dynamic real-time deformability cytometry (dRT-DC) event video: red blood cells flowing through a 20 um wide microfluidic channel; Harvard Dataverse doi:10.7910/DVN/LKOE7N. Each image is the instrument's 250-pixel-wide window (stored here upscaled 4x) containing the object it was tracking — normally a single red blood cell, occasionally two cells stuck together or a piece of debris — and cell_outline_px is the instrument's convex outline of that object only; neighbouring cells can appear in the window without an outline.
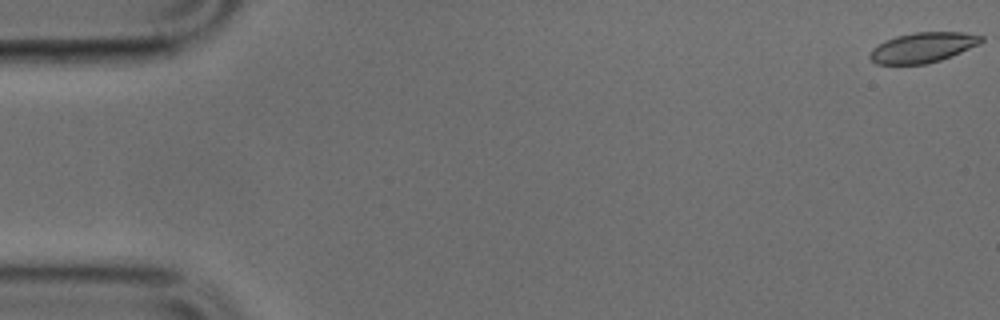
{"species": "common noctule bat (a hibernating species)", "species_latin": "Nyctalus noctula", "temperature_condition": "cold", "stored_images_in_passage": 10, "camera_frame_rate_fps": 3000, "um_per_image_px": 0.085, "animal": {"sex": "male", "body_mass_g": 17.9, "forearm_length_mm": 54.2}, "frame": {"image": 1, "passage_image": 1, "time_ms": 0.0, "image_size_px": [1000, 320], "cell_outline_px": [[984, 40], [980, 44], [940, 60], [928, 64], [876, 64], [868, 56], [872, 48], [884, 40], [896, 36], [912, 32], [964, 32], [984, 36]], "centroid_in_image_um": [78.43, 4.03], "position_along_channel_um": 6.6, "area_um2": 19.65}}